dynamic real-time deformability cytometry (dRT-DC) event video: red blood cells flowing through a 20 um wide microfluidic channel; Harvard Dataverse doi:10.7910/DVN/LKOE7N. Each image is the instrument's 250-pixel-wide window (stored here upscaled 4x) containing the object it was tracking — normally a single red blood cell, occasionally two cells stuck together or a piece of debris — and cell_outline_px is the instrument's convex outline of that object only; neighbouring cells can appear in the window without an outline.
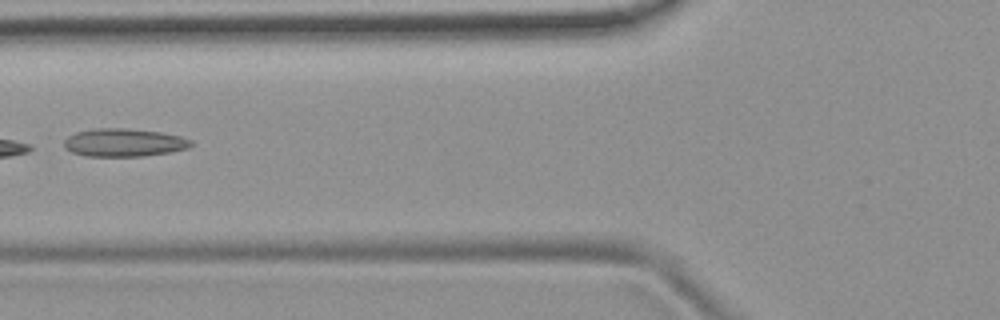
{"species": "common noctule bat (a hibernating species)", "species_latin": "Nyctalus noctula", "temperature_condition": "room temperature", "stored_images_in_passage": 5, "camera_frame_rate_fps": 3000, "um_per_image_px": 0.085, "animal": {"sex": "female", "body_mass_g": 19.9}, "frame": {"image": 1, "passage_image": 5, "time_ms": 1.333, "image_size_px": [1000, 320], "cell_outline_px": [[192, 144], [188, 148], [168, 152], [144, 156], [84, 156], [72, 152], [64, 148], [64, 140], [68, 136], [76, 132], [92, 128], [128, 128], [160, 132], [180, 136], [192, 140]], "centroid_in_image_um": [10.5, 12.11], "position_along_channel_um": 115.3, "area_um2": 20.81}}